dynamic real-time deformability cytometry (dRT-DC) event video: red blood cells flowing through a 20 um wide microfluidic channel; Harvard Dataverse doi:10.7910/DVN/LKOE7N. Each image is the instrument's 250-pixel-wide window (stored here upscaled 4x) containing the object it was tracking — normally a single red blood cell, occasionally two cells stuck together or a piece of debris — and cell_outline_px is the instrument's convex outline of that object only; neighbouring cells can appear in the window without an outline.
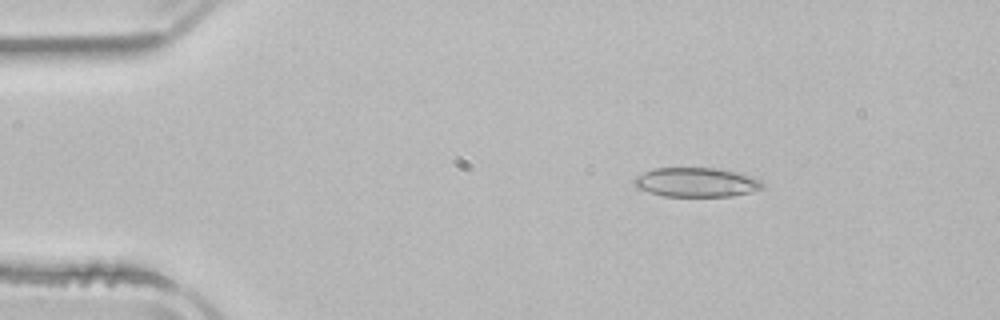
{"species": "common noctule bat (a hibernating species)", "species_latin": "Nyctalus noctula", "temperature_condition": "room temperature", "stored_images_in_passage": 52, "camera_frame_rate_fps": 3000, "um_per_image_px": 0.085, "animal": {"sex": "male", "body_mass_g": 21.5, "forearm_length_mm": 52.0}, "frame": {"image": 1, "passage_image": 8, "time_ms": 2.333, "image_size_px": [1000, 320], "cell_outline_px": [[764, 188], [752, 192], [732, 196], [664, 196], [648, 192], [636, 188], [632, 184], [632, 180], [636, 176], [652, 168], [716, 168], [752, 176], [760, 180], [764, 184]], "centroid_in_image_um": [59.15, 15.5], "position_along_channel_um": 25.8, "area_um2": 22.08}}
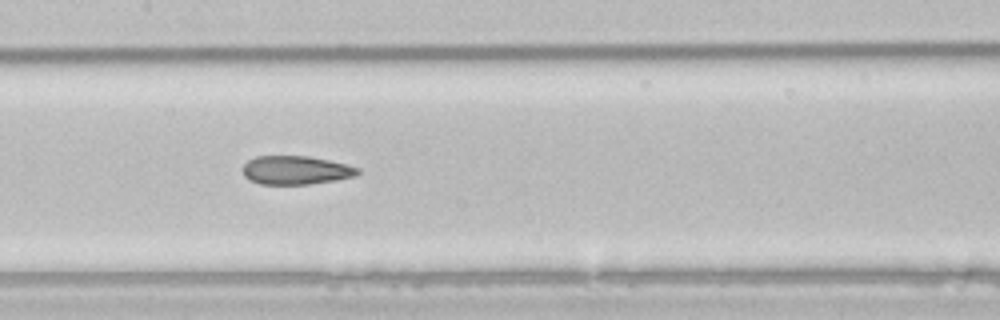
{"frame": {"image": 2, "passage_image": 25, "time_ms": 8.0, "image_size_px": [1000, 320], "cell_outline_px": [[360, 172], [356, 176], [336, 180], [308, 184], [260, 184], [248, 180], [244, 176], [244, 164], [248, 160], [256, 156], [308, 156], [328, 160], [360, 168]], "centroid_in_image_um": [25.14, 14.47], "position_along_channel_um": 182.3, "area_um2": 19.13}}
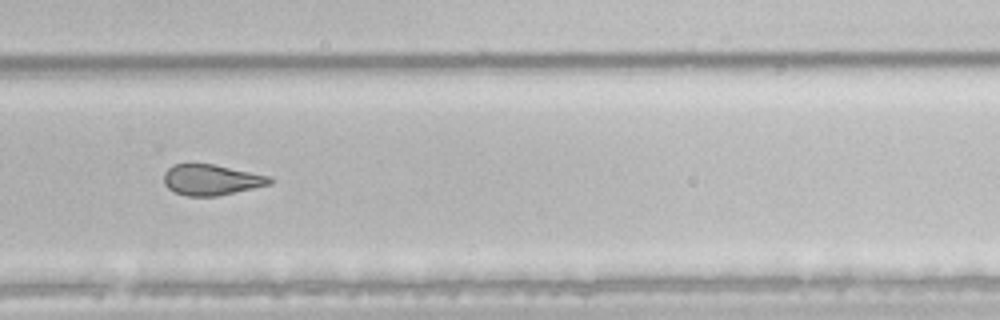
{"frame": {"image": 3, "passage_image": 35, "time_ms": 11.333, "image_size_px": [1000, 320], "cell_outline_px": [[272, 184], [216, 196], [188, 196], [176, 192], [168, 188], [164, 184], [164, 172], [172, 164], [212, 164], [268, 176], [272, 180]], "centroid_in_image_um": [17.92, 15.28], "position_along_channel_um": 311.9, "area_um2": 18.67}, "authors_computed_cell_mechanics": {"area_um2": 21.9929, "velocity_mm_per_s": 3.9099, "shape_relaxation_time_tau1_ms": null, "shape_relaxation_time_tau2_ms": 3.6017, "deformation_change_tau1": null, "deformation_change_tau2": 0.1088}}